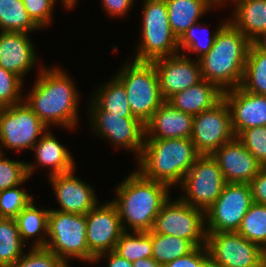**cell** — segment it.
<instances>
[{"mask_svg":"<svg viewBox=\"0 0 266 267\" xmlns=\"http://www.w3.org/2000/svg\"><path fill=\"white\" fill-rule=\"evenodd\" d=\"M28 180L29 177L21 185L0 191V218L15 219L33 201L32 195L21 189Z\"/></svg>","mask_w":266,"mask_h":267,"instance_id":"cell-35","label":"cell"},{"mask_svg":"<svg viewBox=\"0 0 266 267\" xmlns=\"http://www.w3.org/2000/svg\"><path fill=\"white\" fill-rule=\"evenodd\" d=\"M254 203L266 205V167L249 182Z\"/></svg>","mask_w":266,"mask_h":267,"instance_id":"cell-42","label":"cell"},{"mask_svg":"<svg viewBox=\"0 0 266 267\" xmlns=\"http://www.w3.org/2000/svg\"><path fill=\"white\" fill-rule=\"evenodd\" d=\"M88 108L93 132L112 143L116 148L131 150L137 160L140 157L145 138V126L136 117H122L101 110L92 100Z\"/></svg>","mask_w":266,"mask_h":267,"instance_id":"cell-12","label":"cell"},{"mask_svg":"<svg viewBox=\"0 0 266 267\" xmlns=\"http://www.w3.org/2000/svg\"><path fill=\"white\" fill-rule=\"evenodd\" d=\"M235 137L231 111L224 98L213 108L194 116L190 139L200 155H212Z\"/></svg>","mask_w":266,"mask_h":267,"instance_id":"cell-14","label":"cell"},{"mask_svg":"<svg viewBox=\"0 0 266 267\" xmlns=\"http://www.w3.org/2000/svg\"><path fill=\"white\" fill-rule=\"evenodd\" d=\"M252 43L260 50L266 53V30L263 31Z\"/></svg>","mask_w":266,"mask_h":267,"instance_id":"cell-46","label":"cell"},{"mask_svg":"<svg viewBox=\"0 0 266 267\" xmlns=\"http://www.w3.org/2000/svg\"><path fill=\"white\" fill-rule=\"evenodd\" d=\"M12 267H67L68 265L46 248H29Z\"/></svg>","mask_w":266,"mask_h":267,"instance_id":"cell-39","label":"cell"},{"mask_svg":"<svg viewBox=\"0 0 266 267\" xmlns=\"http://www.w3.org/2000/svg\"><path fill=\"white\" fill-rule=\"evenodd\" d=\"M165 2L169 25L177 39L214 7L208 0H165Z\"/></svg>","mask_w":266,"mask_h":267,"instance_id":"cell-25","label":"cell"},{"mask_svg":"<svg viewBox=\"0 0 266 267\" xmlns=\"http://www.w3.org/2000/svg\"><path fill=\"white\" fill-rule=\"evenodd\" d=\"M164 267H211L205 246L196 247L189 254L167 263Z\"/></svg>","mask_w":266,"mask_h":267,"instance_id":"cell-41","label":"cell"},{"mask_svg":"<svg viewBox=\"0 0 266 267\" xmlns=\"http://www.w3.org/2000/svg\"><path fill=\"white\" fill-rule=\"evenodd\" d=\"M133 267H164L153 258L138 259L133 262Z\"/></svg>","mask_w":266,"mask_h":267,"instance_id":"cell-45","label":"cell"},{"mask_svg":"<svg viewBox=\"0 0 266 267\" xmlns=\"http://www.w3.org/2000/svg\"><path fill=\"white\" fill-rule=\"evenodd\" d=\"M114 75L125 87L128 104L134 117L145 124L165 101L159 78L152 62L129 60Z\"/></svg>","mask_w":266,"mask_h":267,"instance_id":"cell-5","label":"cell"},{"mask_svg":"<svg viewBox=\"0 0 266 267\" xmlns=\"http://www.w3.org/2000/svg\"><path fill=\"white\" fill-rule=\"evenodd\" d=\"M52 131L48 130L34 144L32 151L35 153L36 163L27 162V173L31 178L36 165L49 170L48 177L64 174L75 170L74 158H72L69 150L59 142ZM55 136V137H54Z\"/></svg>","mask_w":266,"mask_h":267,"instance_id":"cell-22","label":"cell"},{"mask_svg":"<svg viewBox=\"0 0 266 267\" xmlns=\"http://www.w3.org/2000/svg\"><path fill=\"white\" fill-rule=\"evenodd\" d=\"M86 226V215L50 208L45 248L59 256L67 265L71 259L89 262Z\"/></svg>","mask_w":266,"mask_h":267,"instance_id":"cell-7","label":"cell"},{"mask_svg":"<svg viewBox=\"0 0 266 267\" xmlns=\"http://www.w3.org/2000/svg\"><path fill=\"white\" fill-rule=\"evenodd\" d=\"M68 3L69 9H73L74 6H77L76 3L78 0H65Z\"/></svg>","mask_w":266,"mask_h":267,"instance_id":"cell-48","label":"cell"},{"mask_svg":"<svg viewBox=\"0 0 266 267\" xmlns=\"http://www.w3.org/2000/svg\"><path fill=\"white\" fill-rule=\"evenodd\" d=\"M199 156L190 138L144 139L137 170L147 179L176 187Z\"/></svg>","mask_w":266,"mask_h":267,"instance_id":"cell-4","label":"cell"},{"mask_svg":"<svg viewBox=\"0 0 266 267\" xmlns=\"http://www.w3.org/2000/svg\"><path fill=\"white\" fill-rule=\"evenodd\" d=\"M169 200L155 218L152 231L189 240L195 247L206 244L205 212L184 203L180 198Z\"/></svg>","mask_w":266,"mask_h":267,"instance_id":"cell-8","label":"cell"},{"mask_svg":"<svg viewBox=\"0 0 266 267\" xmlns=\"http://www.w3.org/2000/svg\"><path fill=\"white\" fill-rule=\"evenodd\" d=\"M211 156L218 163L226 183H249L263 168L237 137Z\"/></svg>","mask_w":266,"mask_h":267,"instance_id":"cell-18","label":"cell"},{"mask_svg":"<svg viewBox=\"0 0 266 267\" xmlns=\"http://www.w3.org/2000/svg\"><path fill=\"white\" fill-rule=\"evenodd\" d=\"M236 137L257 161L266 167V126L243 130Z\"/></svg>","mask_w":266,"mask_h":267,"instance_id":"cell-38","label":"cell"},{"mask_svg":"<svg viewBox=\"0 0 266 267\" xmlns=\"http://www.w3.org/2000/svg\"><path fill=\"white\" fill-rule=\"evenodd\" d=\"M105 256L108 259L107 267H133V263L132 262L128 261L127 259H125L123 257H121L114 250L99 255L95 259L94 263L101 261V259L105 258Z\"/></svg>","mask_w":266,"mask_h":267,"instance_id":"cell-44","label":"cell"},{"mask_svg":"<svg viewBox=\"0 0 266 267\" xmlns=\"http://www.w3.org/2000/svg\"><path fill=\"white\" fill-rule=\"evenodd\" d=\"M57 0H23V5L31 19L41 28L51 24L54 5ZM63 6L69 9L68 3L61 0Z\"/></svg>","mask_w":266,"mask_h":267,"instance_id":"cell-40","label":"cell"},{"mask_svg":"<svg viewBox=\"0 0 266 267\" xmlns=\"http://www.w3.org/2000/svg\"><path fill=\"white\" fill-rule=\"evenodd\" d=\"M252 203L249 183H226L221 195L205 212L206 233L237 232Z\"/></svg>","mask_w":266,"mask_h":267,"instance_id":"cell-13","label":"cell"},{"mask_svg":"<svg viewBox=\"0 0 266 267\" xmlns=\"http://www.w3.org/2000/svg\"><path fill=\"white\" fill-rule=\"evenodd\" d=\"M240 88L266 96V53L251 43Z\"/></svg>","mask_w":266,"mask_h":267,"instance_id":"cell-28","label":"cell"},{"mask_svg":"<svg viewBox=\"0 0 266 267\" xmlns=\"http://www.w3.org/2000/svg\"><path fill=\"white\" fill-rule=\"evenodd\" d=\"M34 49L29 33L0 31V66L22 80L37 63Z\"/></svg>","mask_w":266,"mask_h":267,"instance_id":"cell-20","label":"cell"},{"mask_svg":"<svg viewBox=\"0 0 266 267\" xmlns=\"http://www.w3.org/2000/svg\"><path fill=\"white\" fill-rule=\"evenodd\" d=\"M225 184L226 181L216 160L211 155H200L185 174L180 185L185 196H180V199L192 207L207 212L221 195Z\"/></svg>","mask_w":266,"mask_h":267,"instance_id":"cell-9","label":"cell"},{"mask_svg":"<svg viewBox=\"0 0 266 267\" xmlns=\"http://www.w3.org/2000/svg\"><path fill=\"white\" fill-rule=\"evenodd\" d=\"M228 22V20H224V22H222L221 24H219V26H217V29L214 30V32L212 33V35L210 34V32L207 30V26L202 27L201 24L203 25L204 23L202 22H198L194 25H192L179 39H178V47L179 50L182 49V51L185 50L188 52H194L195 54L198 55V57L196 58L197 60H199L201 57H203L204 55H206L209 50L213 47L214 42H215V38L216 35L218 34L219 30ZM200 24V25H199ZM200 27V30L202 29V31H206L204 32V35L207 37H205V41L202 42V40L200 38H198V29ZM197 31V32H196ZM209 34H208V33ZM201 34V33H200ZM204 38V37H203Z\"/></svg>","mask_w":266,"mask_h":267,"instance_id":"cell-34","label":"cell"},{"mask_svg":"<svg viewBox=\"0 0 266 267\" xmlns=\"http://www.w3.org/2000/svg\"><path fill=\"white\" fill-rule=\"evenodd\" d=\"M141 42L135 61L152 62L179 54L178 39L172 33L165 0H144Z\"/></svg>","mask_w":266,"mask_h":267,"instance_id":"cell-6","label":"cell"},{"mask_svg":"<svg viewBox=\"0 0 266 267\" xmlns=\"http://www.w3.org/2000/svg\"><path fill=\"white\" fill-rule=\"evenodd\" d=\"M194 116L164 101L144 124V139L191 138Z\"/></svg>","mask_w":266,"mask_h":267,"instance_id":"cell-21","label":"cell"},{"mask_svg":"<svg viewBox=\"0 0 266 267\" xmlns=\"http://www.w3.org/2000/svg\"><path fill=\"white\" fill-rule=\"evenodd\" d=\"M223 99V92L202 79L199 83L172 95L167 102L174 108L193 116L213 108Z\"/></svg>","mask_w":266,"mask_h":267,"instance_id":"cell-23","label":"cell"},{"mask_svg":"<svg viewBox=\"0 0 266 267\" xmlns=\"http://www.w3.org/2000/svg\"><path fill=\"white\" fill-rule=\"evenodd\" d=\"M117 185L116 198L111 202L118 210L123 231L150 232L156 216L170 198V187L145 178L135 169Z\"/></svg>","mask_w":266,"mask_h":267,"instance_id":"cell-2","label":"cell"},{"mask_svg":"<svg viewBox=\"0 0 266 267\" xmlns=\"http://www.w3.org/2000/svg\"><path fill=\"white\" fill-rule=\"evenodd\" d=\"M27 162L0 157V191L21 185L29 176Z\"/></svg>","mask_w":266,"mask_h":267,"instance_id":"cell-37","label":"cell"},{"mask_svg":"<svg viewBox=\"0 0 266 267\" xmlns=\"http://www.w3.org/2000/svg\"><path fill=\"white\" fill-rule=\"evenodd\" d=\"M152 63L159 78L161 96L165 101L202 80L199 60H193L188 54L179 53L156 59Z\"/></svg>","mask_w":266,"mask_h":267,"instance_id":"cell-16","label":"cell"},{"mask_svg":"<svg viewBox=\"0 0 266 267\" xmlns=\"http://www.w3.org/2000/svg\"><path fill=\"white\" fill-rule=\"evenodd\" d=\"M86 239L89 248V263L115 249L123 232L119 213L111 202L98 204L86 214Z\"/></svg>","mask_w":266,"mask_h":267,"instance_id":"cell-15","label":"cell"},{"mask_svg":"<svg viewBox=\"0 0 266 267\" xmlns=\"http://www.w3.org/2000/svg\"><path fill=\"white\" fill-rule=\"evenodd\" d=\"M91 99L101 110L122 117H134L128 104L126 89L115 76L98 87L97 93Z\"/></svg>","mask_w":266,"mask_h":267,"instance_id":"cell-27","label":"cell"},{"mask_svg":"<svg viewBox=\"0 0 266 267\" xmlns=\"http://www.w3.org/2000/svg\"><path fill=\"white\" fill-rule=\"evenodd\" d=\"M237 232L266 251V205L253 202Z\"/></svg>","mask_w":266,"mask_h":267,"instance_id":"cell-33","label":"cell"},{"mask_svg":"<svg viewBox=\"0 0 266 267\" xmlns=\"http://www.w3.org/2000/svg\"><path fill=\"white\" fill-rule=\"evenodd\" d=\"M50 209H39L32 201L15 218L21 240L26 244L29 238H34L31 248H45L48 236V215Z\"/></svg>","mask_w":266,"mask_h":267,"instance_id":"cell-26","label":"cell"},{"mask_svg":"<svg viewBox=\"0 0 266 267\" xmlns=\"http://www.w3.org/2000/svg\"><path fill=\"white\" fill-rule=\"evenodd\" d=\"M134 2L135 0H101L103 9L115 18L126 16Z\"/></svg>","mask_w":266,"mask_h":267,"instance_id":"cell-43","label":"cell"},{"mask_svg":"<svg viewBox=\"0 0 266 267\" xmlns=\"http://www.w3.org/2000/svg\"><path fill=\"white\" fill-rule=\"evenodd\" d=\"M231 111L232 129L237 136L241 131L266 126V96L250 93L240 87L223 92Z\"/></svg>","mask_w":266,"mask_h":267,"instance_id":"cell-19","label":"cell"},{"mask_svg":"<svg viewBox=\"0 0 266 267\" xmlns=\"http://www.w3.org/2000/svg\"><path fill=\"white\" fill-rule=\"evenodd\" d=\"M205 247L211 267H257L266 259V251L238 232L206 234Z\"/></svg>","mask_w":266,"mask_h":267,"instance_id":"cell-11","label":"cell"},{"mask_svg":"<svg viewBox=\"0 0 266 267\" xmlns=\"http://www.w3.org/2000/svg\"><path fill=\"white\" fill-rule=\"evenodd\" d=\"M251 43L228 21L216 35L213 47L199 59L202 79L222 92L240 87Z\"/></svg>","mask_w":266,"mask_h":267,"instance_id":"cell-3","label":"cell"},{"mask_svg":"<svg viewBox=\"0 0 266 267\" xmlns=\"http://www.w3.org/2000/svg\"><path fill=\"white\" fill-rule=\"evenodd\" d=\"M39 69L33 87L23 100L48 128L61 125L67 130L76 129L80 99L75 83L57 66Z\"/></svg>","mask_w":266,"mask_h":267,"instance_id":"cell-1","label":"cell"},{"mask_svg":"<svg viewBox=\"0 0 266 267\" xmlns=\"http://www.w3.org/2000/svg\"><path fill=\"white\" fill-rule=\"evenodd\" d=\"M41 29L28 15L23 0H0V31L30 33Z\"/></svg>","mask_w":266,"mask_h":267,"instance_id":"cell-29","label":"cell"},{"mask_svg":"<svg viewBox=\"0 0 266 267\" xmlns=\"http://www.w3.org/2000/svg\"><path fill=\"white\" fill-rule=\"evenodd\" d=\"M48 127L23 100L9 107L0 108V140L2 149L23 151L34 144Z\"/></svg>","mask_w":266,"mask_h":267,"instance_id":"cell-10","label":"cell"},{"mask_svg":"<svg viewBox=\"0 0 266 267\" xmlns=\"http://www.w3.org/2000/svg\"><path fill=\"white\" fill-rule=\"evenodd\" d=\"M233 3L235 11L228 21L252 42L266 30V0H233Z\"/></svg>","mask_w":266,"mask_h":267,"instance_id":"cell-24","label":"cell"},{"mask_svg":"<svg viewBox=\"0 0 266 267\" xmlns=\"http://www.w3.org/2000/svg\"><path fill=\"white\" fill-rule=\"evenodd\" d=\"M23 84L24 81L18 75L0 66V108L23 101Z\"/></svg>","mask_w":266,"mask_h":267,"instance_id":"cell-36","label":"cell"},{"mask_svg":"<svg viewBox=\"0 0 266 267\" xmlns=\"http://www.w3.org/2000/svg\"><path fill=\"white\" fill-rule=\"evenodd\" d=\"M74 171L49 177L61 212L84 214L96 207L99 202L93 186L74 175Z\"/></svg>","mask_w":266,"mask_h":267,"instance_id":"cell-17","label":"cell"},{"mask_svg":"<svg viewBox=\"0 0 266 267\" xmlns=\"http://www.w3.org/2000/svg\"><path fill=\"white\" fill-rule=\"evenodd\" d=\"M257 267H266V259L262 261Z\"/></svg>","mask_w":266,"mask_h":267,"instance_id":"cell-49","label":"cell"},{"mask_svg":"<svg viewBox=\"0 0 266 267\" xmlns=\"http://www.w3.org/2000/svg\"><path fill=\"white\" fill-rule=\"evenodd\" d=\"M214 7L219 6V8H221L220 6H222L223 4L225 5V3L228 0H208Z\"/></svg>","mask_w":266,"mask_h":267,"instance_id":"cell-47","label":"cell"},{"mask_svg":"<svg viewBox=\"0 0 266 267\" xmlns=\"http://www.w3.org/2000/svg\"><path fill=\"white\" fill-rule=\"evenodd\" d=\"M114 251L130 262L152 258V230L150 232L123 231Z\"/></svg>","mask_w":266,"mask_h":267,"instance_id":"cell-32","label":"cell"},{"mask_svg":"<svg viewBox=\"0 0 266 267\" xmlns=\"http://www.w3.org/2000/svg\"><path fill=\"white\" fill-rule=\"evenodd\" d=\"M1 147H2V144H1V140H0V157L4 155V151Z\"/></svg>","mask_w":266,"mask_h":267,"instance_id":"cell-50","label":"cell"},{"mask_svg":"<svg viewBox=\"0 0 266 267\" xmlns=\"http://www.w3.org/2000/svg\"><path fill=\"white\" fill-rule=\"evenodd\" d=\"M14 218H0V267H12L24 254V247Z\"/></svg>","mask_w":266,"mask_h":267,"instance_id":"cell-30","label":"cell"},{"mask_svg":"<svg viewBox=\"0 0 266 267\" xmlns=\"http://www.w3.org/2000/svg\"><path fill=\"white\" fill-rule=\"evenodd\" d=\"M195 248L189 240L152 231V258L163 266L189 254Z\"/></svg>","mask_w":266,"mask_h":267,"instance_id":"cell-31","label":"cell"}]
</instances>
